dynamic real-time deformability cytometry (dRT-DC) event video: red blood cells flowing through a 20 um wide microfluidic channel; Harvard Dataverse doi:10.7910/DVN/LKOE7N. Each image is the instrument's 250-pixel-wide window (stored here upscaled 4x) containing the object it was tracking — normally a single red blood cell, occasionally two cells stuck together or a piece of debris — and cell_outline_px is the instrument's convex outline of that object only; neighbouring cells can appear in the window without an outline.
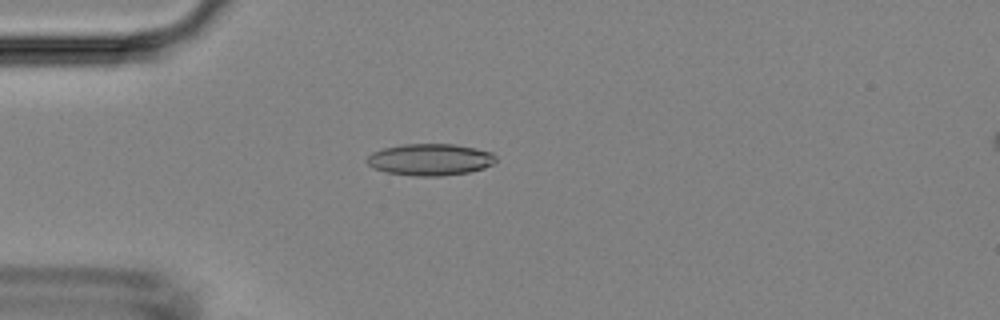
{"species": "Egyptian fruit bat (a non-hibernating species)", "species_latin": "Rousettus aegyptiacus", "temperature_condition": "room temperature", "stored_images_in_passage": 4, "camera_frame_rate_fps": 3000, "um_per_image_px": 0.085, "animal": {"sex": "female"}, "frame": {"image": 1, "passage_image": 3, "time_ms": 3.333, "image_size_px": [1000, 320], "cell_outline_px": [[496, 164], [484, 168], [468, 172], [440, 176], [412, 176], [384, 172], [372, 168], [364, 160], [372, 152], [384, 148], [404, 144], [456, 144], [476, 148], [492, 152], [496, 156]], "centroid_in_image_um": [36.56, 13.57], "position_along_channel_um": 48.4, "area_um2": 24.16}}